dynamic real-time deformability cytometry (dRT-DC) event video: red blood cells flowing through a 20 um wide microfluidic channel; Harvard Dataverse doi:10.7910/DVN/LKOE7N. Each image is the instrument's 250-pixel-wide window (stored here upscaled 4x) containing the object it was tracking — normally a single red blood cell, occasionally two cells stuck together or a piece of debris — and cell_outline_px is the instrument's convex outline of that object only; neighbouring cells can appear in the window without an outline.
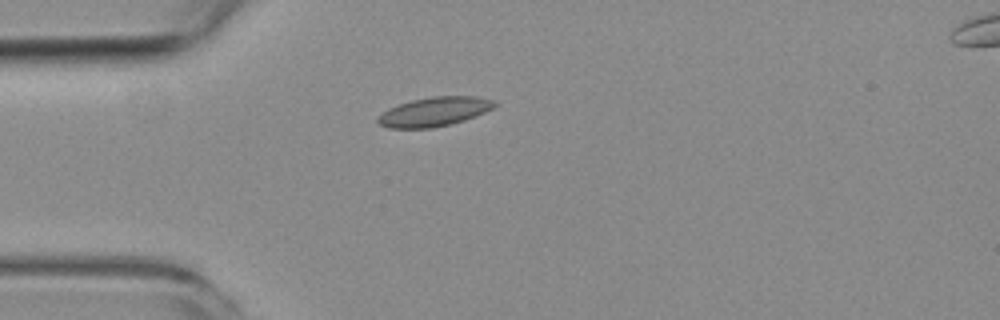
{"species": "common noctule bat (a hibernating species)", "species_latin": "Nyctalus noctula", "temperature_condition": "room temperature", "stored_images_in_passage": 2, "camera_frame_rate_fps": 3000, "um_per_image_px": 0.085, "animal": {"sex": "female", "body_mass_g": 19.3, "forearm_length_mm": 54.1}, "frame": {"image": 1, "passage_image": 1, "time_ms": 0.0, "image_size_px": [1000, 320], "cell_outline_px": [[496, 104], [492, 108], [476, 116], [464, 120], [432, 128], [388, 128], [380, 124], [376, 120], [376, 116], [388, 108], [412, 100], [432, 96], [476, 96], [496, 100]], "centroid_in_image_um": [36.89, 9.49], "position_along_channel_um": 48.1, "area_um2": 19.83}}